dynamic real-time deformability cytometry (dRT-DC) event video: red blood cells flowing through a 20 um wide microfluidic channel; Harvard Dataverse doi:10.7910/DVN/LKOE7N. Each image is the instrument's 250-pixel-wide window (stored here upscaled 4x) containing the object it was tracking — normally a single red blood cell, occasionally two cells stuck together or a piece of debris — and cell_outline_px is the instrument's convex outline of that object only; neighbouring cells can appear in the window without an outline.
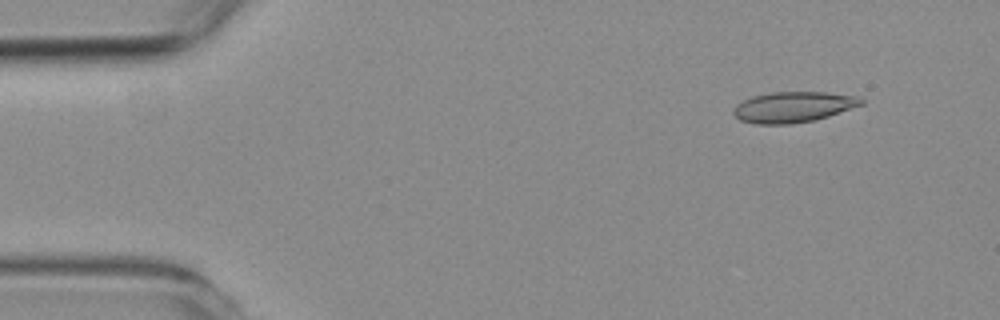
{"species": "common noctule bat (a hibernating species)", "species_latin": "Nyctalus noctula", "temperature_condition": "room temperature", "stored_images_in_passage": 54, "camera_frame_rate_fps": 3000, "um_per_image_px": 0.085, "animal": {"sex": "female", "body_mass_g": 19.3, "forearm_length_mm": 54.1}, "frame": {"image": 1, "passage_image": 2, "time_ms": 0.333, "image_size_px": [1000, 320], "cell_outline_px": [[864, 104], [828, 116], [812, 120], [788, 124], [756, 124], [740, 120], [732, 112], [736, 104], [752, 96], [772, 92], [824, 92], [856, 96], [864, 100]], "centroid_in_image_um": [67.41, 9.09], "position_along_channel_um": 17.6, "area_um2": 22.66}}
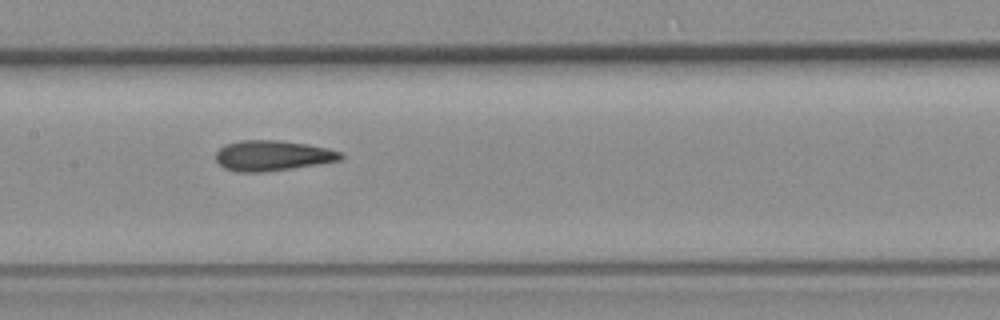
{"frame": {"image": 2, "passage_image": 24, "time_ms": 7.667, "image_size_px": [1000, 320], "cell_outline_px": [[344, 156], [340, 160], [292, 168], [264, 172], [236, 172], [224, 168], [216, 160], [216, 152], [224, 144], [240, 140], [280, 140], [308, 144], [328, 148], [340, 152]], "centroid_in_image_um": [23.13, 13.22], "position_along_channel_um": 184.3, "area_um2": 22.14}}
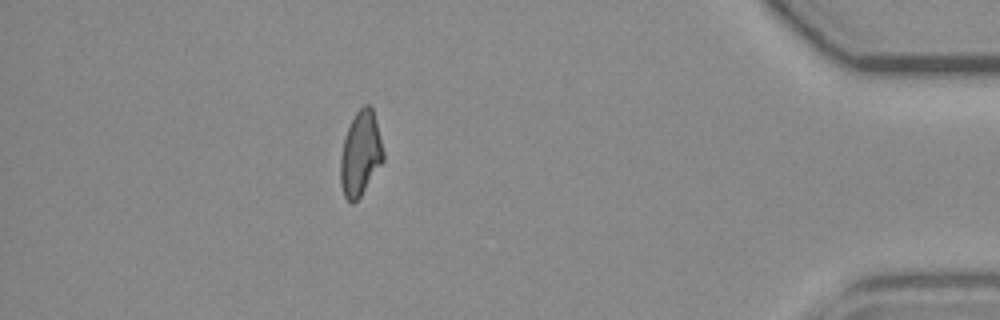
{"frame": {"image": 3, "passage_image": 47, "time_ms": 15.333, "image_size_px": [1000, 320], "cell_outline_px": [[384, 160], [360, 196], [352, 204], [344, 196], [340, 184], [340, 160], [344, 140], [348, 128], [356, 112], [364, 104], [368, 104], [372, 108], [384, 152]], "centroid_in_image_um": [30.63, 13.08], "position_along_channel_um": 404.6, "area_um2": 20.75}, "authors_computed_cell_mechanics": {"area_um2": 21.8484, "velocity_mm_per_s": 3.5536, "shape_relaxation_time_tau1_ms": null, "shape_relaxation_time_tau2_ms": 2.9581, "deformation_change_tau1": null, "deformation_change_tau2": 0.1007}}